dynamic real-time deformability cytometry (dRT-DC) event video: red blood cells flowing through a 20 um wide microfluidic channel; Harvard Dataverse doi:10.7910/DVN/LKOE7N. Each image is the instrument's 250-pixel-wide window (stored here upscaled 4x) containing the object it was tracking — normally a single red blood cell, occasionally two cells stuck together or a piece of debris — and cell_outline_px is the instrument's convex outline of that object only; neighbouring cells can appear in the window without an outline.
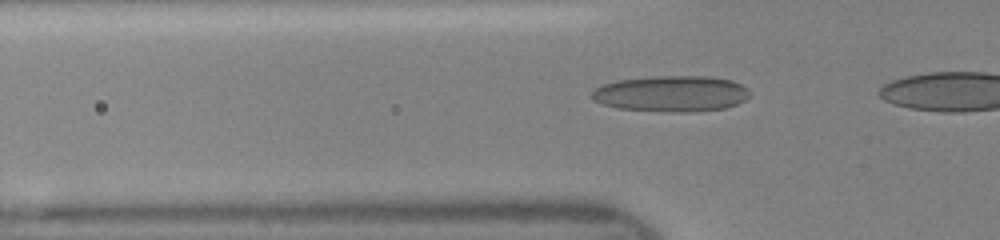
{"species": "human", "species_latin": "Homo sapiens", "temperature_condition": "room temperature", "stored_images_in_passage": 34, "camera_frame_rate_fps": 3000, "um_per_image_px": 0.085, "donor": {"sex": "female"}, "frame": {"image": 1, "passage_image": 12, "time_ms": 3.667, "image_size_px": [1000, 240], "cell_outline_px": [[748, 96], [744, 100], [728, 108], [688, 112], [672, 112], [616, 108], [604, 104], [596, 100], [592, 96], [592, 92], [596, 88], [604, 84], [620, 80], [656, 76], [712, 76], [732, 80], [748, 88]], "centroid_in_image_um": [57.11, 7.96], "position_along_channel_um": 68.7, "area_um2": 32.95}}
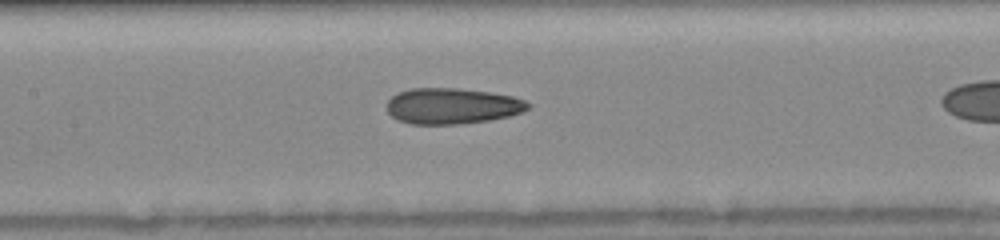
{"frame": {"image": 2, "passage_image": 19, "time_ms": 6.0, "image_size_px": [1000, 240], "cell_outline_px": [[532, 104], [528, 108], [520, 112], [508, 116], [488, 120], [460, 124], [412, 124], [396, 120], [388, 112], [388, 100], [396, 92], [412, 88], [456, 88], [492, 92], [512, 96], [524, 100]], "centroid_in_image_um": [38.41, 9.0], "position_along_channel_um": 169.0, "area_um2": 29.54}}
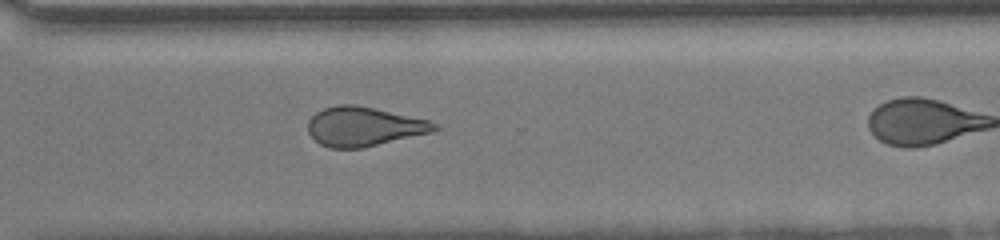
{"frame": {"image": 3, "passage_image": 31, "time_ms": 10.0, "image_size_px": [1000, 240], "cell_outline_px": [[440, 128], [432, 132], [364, 148], [328, 148], [320, 144], [308, 132], [308, 120], [316, 112], [324, 108], [336, 104], [356, 104], [428, 120], [436, 124]], "centroid_in_image_um": [30.91, 10.75], "position_along_channel_um": 339.7, "area_um2": 28.96}}